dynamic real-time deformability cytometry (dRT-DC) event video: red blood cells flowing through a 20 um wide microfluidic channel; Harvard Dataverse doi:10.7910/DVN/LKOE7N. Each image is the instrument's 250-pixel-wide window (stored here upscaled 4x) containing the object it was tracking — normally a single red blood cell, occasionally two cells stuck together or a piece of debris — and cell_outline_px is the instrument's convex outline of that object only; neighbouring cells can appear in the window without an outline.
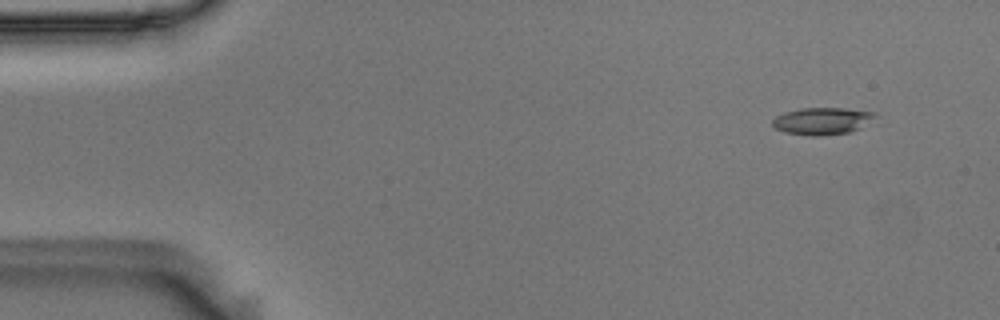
{"species": "Egyptian fruit bat (a non-hibernating species)", "species_latin": "Rousettus aegyptiacus", "temperature_condition": "room temperature", "stored_images_in_passage": 14, "camera_frame_rate_fps": 3000, "um_per_image_px": 0.085, "animal": {"sex": "male"}, "frame": {"image": 1, "passage_image": 3, "time_ms": 0.667, "image_size_px": [1000, 320], "cell_outline_px": [[876, 116], [860, 128], [848, 132], [820, 136], [812, 136], [784, 132], [776, 128], [772, 124], [772, 120], [776, 116], [784, 112], [800, 108], [844, 108], [876, 112]], "centroid_in_image_um": [69.86, 10.28], "position_along_channel_um": 15.1, "area_um2": 16.13}}